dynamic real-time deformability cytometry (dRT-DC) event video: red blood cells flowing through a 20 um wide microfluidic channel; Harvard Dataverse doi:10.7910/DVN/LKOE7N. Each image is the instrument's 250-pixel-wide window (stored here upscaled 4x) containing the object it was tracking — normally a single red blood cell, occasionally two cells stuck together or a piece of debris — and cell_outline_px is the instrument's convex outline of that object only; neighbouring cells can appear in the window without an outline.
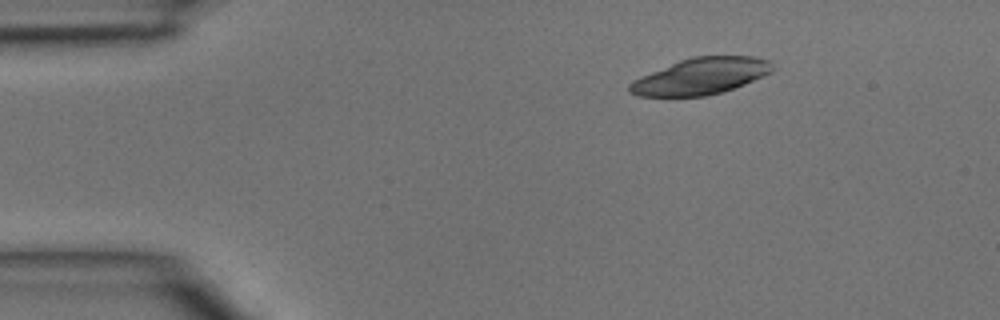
{"species": "common noctule bat (a hibernating species)", "species_latin": "Nyctalus noctula", "temperature_condition": "room temperature", "stored_images_in_passage": 3, "camera_frame_rate_fps": 3000, "um_per_image_px": 0.085, "animal": {"sex": "male", "body_mass_g": 15.6}, "frame": {"image": 1, "passage_image": 1, "time_ms": 0.0, "image_size_px": [1000, 320], "cell_outline_px": [[776, 68], [772, 72], [744, 84], [724, 92], [704, 96], [636, 96], [628, 92], [628, 84], [632, 80], [640, 76], [680, 60], [692, 56], [752, 56], [772, 60]], "centroid_in_image_um": [59.58, 6.47], "position_along_channel_um": 25.4, "area_um2": 30.63}}